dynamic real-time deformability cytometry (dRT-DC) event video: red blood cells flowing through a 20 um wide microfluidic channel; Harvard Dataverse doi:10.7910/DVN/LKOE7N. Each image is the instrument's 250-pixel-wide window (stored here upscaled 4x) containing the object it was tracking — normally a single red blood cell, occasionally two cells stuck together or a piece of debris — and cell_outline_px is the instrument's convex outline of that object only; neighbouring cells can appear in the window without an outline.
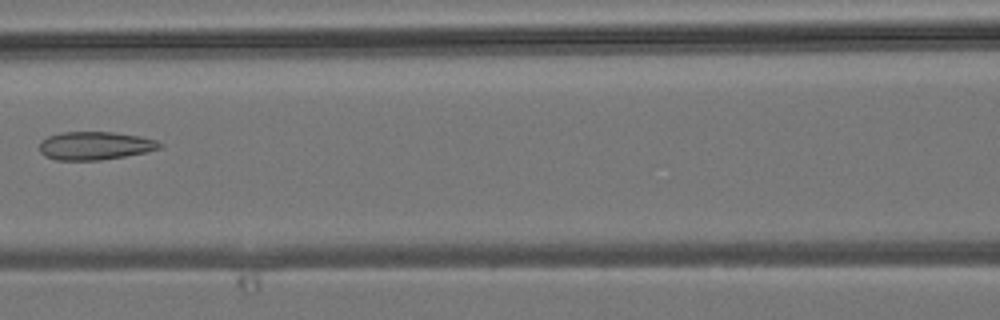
{"species": "common noctule bat (a hibernating species)", "species_latin": "Nyctalus noctula", "temperature_condition": "room temperature", "stored_images_in_passage": 5, "camera_frame_rate_fps": 3000, "um_per_image_px": 0.085, "animal": {"sex": "male", "body_mass_g": 19.2, "forearm_length_mm": 51.8}, "frame": {"image": 1, "passage_image": 5, "time_ms": 4.667, "image_size_px": [1000, 320], "cell_outline_px": [[164, 144], [160, 148], [148, 152], [100, 160], [56, 160], [44, 156], [40, 152], [40, 140], [48, 136], [60, 132], [112, 132], [140, 136], [156, 140]], "centroid_in_image_um": [8.07, 12.38], "position_along_channel_um": 158.5, "area_um2": 19.88}}